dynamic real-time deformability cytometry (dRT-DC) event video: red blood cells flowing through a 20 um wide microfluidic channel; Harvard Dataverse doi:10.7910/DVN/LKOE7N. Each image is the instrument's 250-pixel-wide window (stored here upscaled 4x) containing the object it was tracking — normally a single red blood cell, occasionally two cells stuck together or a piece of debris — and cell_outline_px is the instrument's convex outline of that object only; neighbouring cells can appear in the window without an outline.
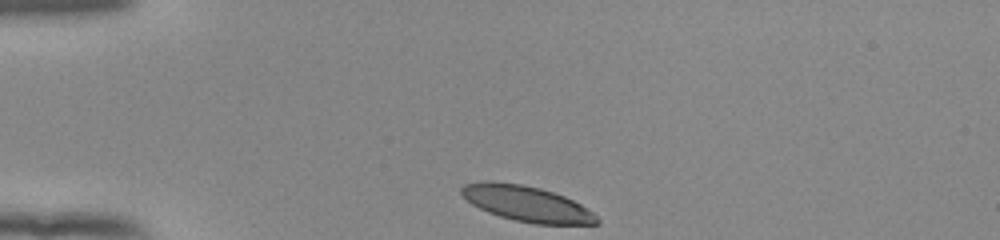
{"species": "human", "species_latin": "Homo sapiens", "temperature_condition": "room temperature", "stored_images_in_passage": 33, "camera_frame_rate_fps": 3000, "um_per_image_px": 0.085, "donor": {"sex": "female"}, "frame": {"image": 1, "passage_image": 1, "time_ms": 0.0, "image_size_px": [1000, 240], "cell_outline_px": [[600, 224], [532, 224], [500, 216], [488, 212], [472, 204], [460, 192], [460, 188], [464, 184], [488, 180], [520, 184], [540, 188], [564, 196], [580, 204], [592, 212], [600, 220]], "centroid_in_image_um": [44.77, 17.31], "position_along_channel_um": 40.2, "area_um2": 27.86}}
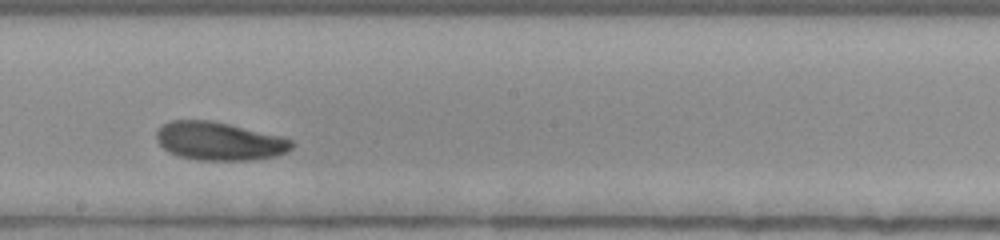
{"frame": {"image": 2, "passage_image": 19, "time_ms": 6.0, "image_size_px": [1000, 240], "cell_outline_px": [[292, 148], [288, 152], [276, 156], [252, 160], [196, 160], [180, 156], [168, 152], [156, 140], [156, 132], [160, 124], [172, 120], [208, 120], [228, 124], [280, 136], [292, 140]], "centroid_in_image_um": [18.6, 12.0], "position_along_channel_um": 229.6, "area_um2": 30.17}}
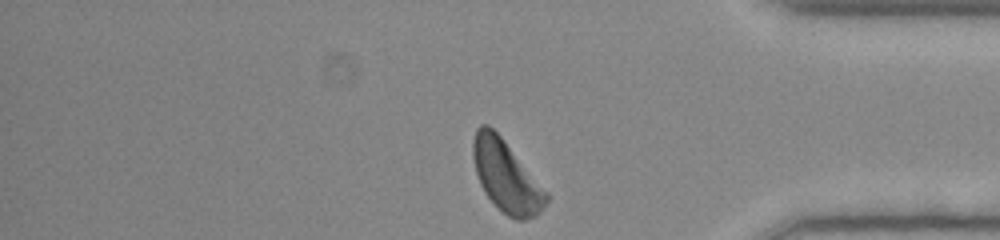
{"frame": {"image": 3, "passage_image": 33, "time_ms": 10.667, "image_size_px": [1000, 240], "cell_outline_px": [[548, 200], [540, 212], [536, 216], [524, 220], [516, 220], [508, 216], [484, 192], [480, 184], [476, 172], [472, 156], [472, 140], [476, 128], [480, 124], [488, 124], [500, 136], [548, 192]], "centroid_in_image_um": [43.02, 14.97], "position_along_channel_um": 392.2, "area_um2": 30.17}, "authors_computed_cell_mechanics": {"area_um2": 30.1716, "velocity_mm_per_s": 3.8565, "shape_relaxation_time_tau1_ms": 4.5077, "shape_relaxation_time_tau2_ms": 3.8733, "deformation_change_tau1": 0.1552, "deformation_change_tau2": 0.0921}}